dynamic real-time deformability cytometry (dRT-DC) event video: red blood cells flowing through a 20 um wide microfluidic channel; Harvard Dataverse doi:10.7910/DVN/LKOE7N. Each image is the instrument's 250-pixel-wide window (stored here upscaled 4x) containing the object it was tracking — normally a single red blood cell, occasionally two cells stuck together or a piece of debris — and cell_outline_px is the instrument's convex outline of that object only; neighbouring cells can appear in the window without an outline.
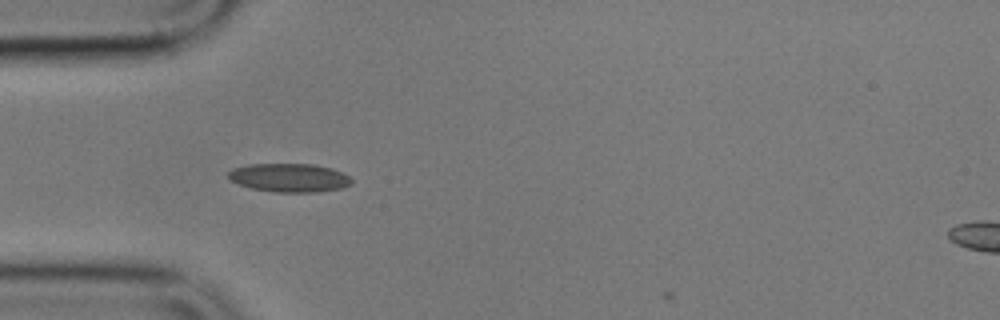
{"species": "common noctule bat (a hibernating species)", "species_latin": "Nyctalus noctula", "temperature_condition": "cold", "stored_images_in_passage": 5, "camera_frame_rate_fps": 3000, "um_per_image_px": 0.085, "animal": {"sex": "male", "body_mass_g": 17.9}, "frame": {"image": 1, "passage_image": 4, "time_ms": 3.667, "image_size_px": [1000, 320], "cell_outline_px": [[352, 180], [348, 184], [340, 188], [320, 192], [276, 192], [252, 188], [240, 184], [232, 180], [228, 176], [228, 172], [236, 168], [248, 164], [312, 164], [332, 168], [348, 176]], "centroid_in_image_um": [24.6, 15.1], "position_along_channel_um": 60.4, "area_um2": 20.17}}
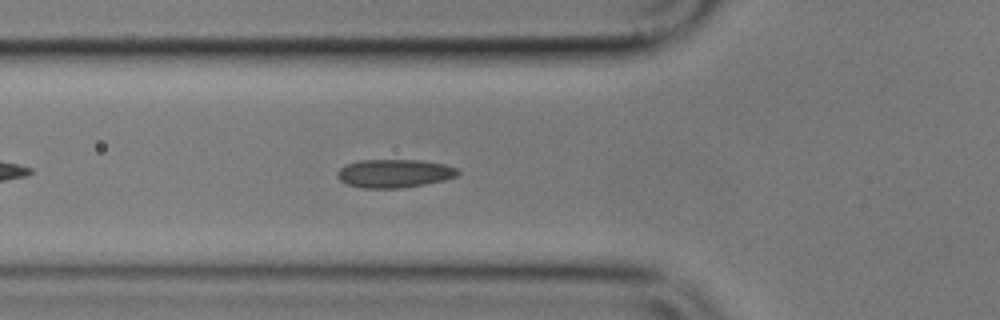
{"frame": {"image": 2, "passage_image": 5, "time_ms": 4.667, "image_size_px": [1000, 320], "cell_outline_px": [[460, 172], [456, 176], [444, 180], [424, 184], [400, 188], [360, 188], [348, 184], [340, 180], [336, 176], [336, 172], [344, 164], [360, 160], [420, 160], [444, 164], [456, 168]], "centroid_in_image_um": [33.47, 14.73], "position_along_channel_um": 92.3, "area_um2": 19.94}}